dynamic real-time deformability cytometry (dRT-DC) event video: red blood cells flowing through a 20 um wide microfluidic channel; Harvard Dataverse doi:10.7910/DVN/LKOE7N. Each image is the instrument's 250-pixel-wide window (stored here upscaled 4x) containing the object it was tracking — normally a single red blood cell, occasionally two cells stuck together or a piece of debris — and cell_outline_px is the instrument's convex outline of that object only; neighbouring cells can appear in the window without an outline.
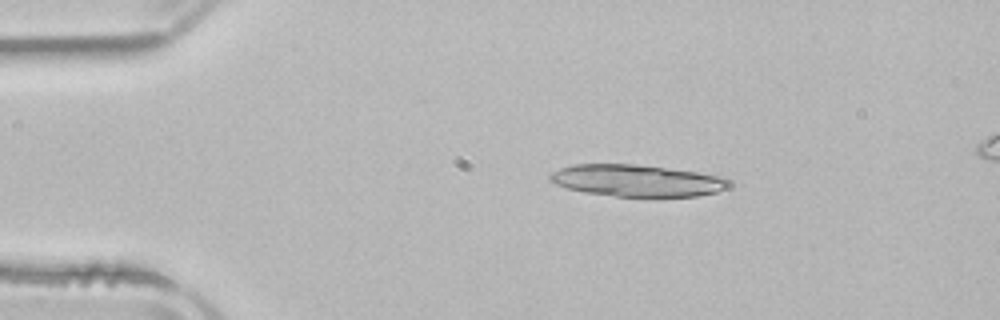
{"species": "common noctule bat (a hibernating species)", "species_latin": "Nyctalus noctula", "temperature_condition": "room temperature", "stored_images_in_passage": 4, "camera_frame_rate_fps": 3000, "um_per_image_px": 0.085, "animal": {"sex": "male", "body_mass_g": 21.5, "forearm_length_mm": 52.0}, "frame": {"image": 1, "passage_image": 1, "time_ms": 0.0, "image_size_px": [1000, 320], "cell_outline_px": [[732, 184], [728, 188], [716, 192], [696, 196], [616, 196], [584, 192], [568, 188], [556, 184], [548, 180], [548, 176], [552, 172], [560, 168], [572, 164], [632, 164], [696, 172], [724, 176]], "centroid_in_image_um": [54.13, 15.35], "position_along_channel_um": 30.9, "area_um2": 33.0}}
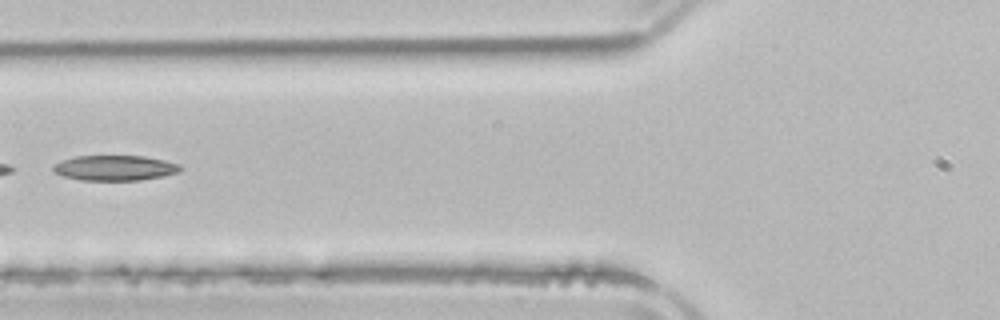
{"frame": {"image": 2, "passage_image": 4, "time_ms": 3.667, "image_size_px": [1000, 320], "cell_outline_px": [[180, 172], [164, 176], [140, 180], [80, 180], [64, 176], [52, 172], [52, 164], [60, 160], [76, 156], [144, 156], [164, 160], [180, 164]], "centroid_in_image_um": [9.72, 14.27], "position_along_channel_um": 116.1, "area_um2": 18.84}}